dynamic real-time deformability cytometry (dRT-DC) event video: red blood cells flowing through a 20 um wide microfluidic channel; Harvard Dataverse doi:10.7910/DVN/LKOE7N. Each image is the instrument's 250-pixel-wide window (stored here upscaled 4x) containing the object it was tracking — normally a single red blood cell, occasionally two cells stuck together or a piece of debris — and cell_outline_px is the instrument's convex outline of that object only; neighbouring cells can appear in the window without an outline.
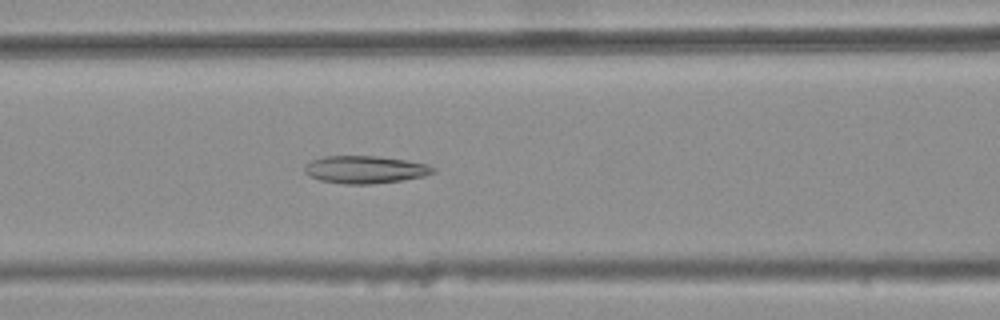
{"species": "common noctule bat (a hibernating species)", "species_latin": "Nyctalus noctula", "temperature_condition": "warm", "stored_images_in_passage": 37, "camera_frame_rate_fps": 3000, "um_per_image_px": 0.085, "animal": {"sex": "female", "body_mass_g": 25.1}, "frame": {"image": 1, "passage_image": 14, "time_ms": 4.333, "image_size_px": [1000, 320], "cell_outline_px": [[436, 172], [424, 176], [400, 180], [372, 184], [344, 184], [320, 180], [308, 176], [304, 172], [304, 168], [312, 160], [324, 156], [376, 156], [404, 160], [428, 164], [436, 168]], "centroid_in_image_um": [31.04, 14.41], "position_along_channel_um": 135.6, "area_um2": 20.58}}
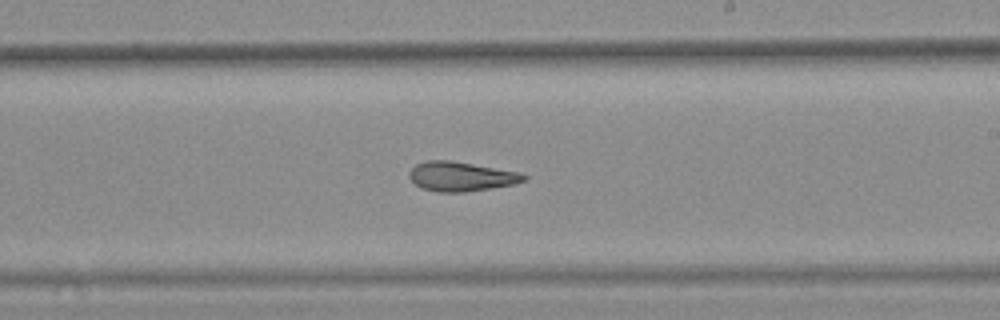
{"frame": {"image": 2, "passage_image": 23, "time_ms": 7.333, "image_size_px": [1000, 320], "cell_outline_px": [[528, 176], [524, 180], [516, 184], [492, 188], [464, 192], [436, 192], [420, 188], [408, 176], [408, 172], [416, 164], [428, 160], [448, 160], [520, 172]], "centroid_in_image_um": [39.18, 15.01], "position_along_channel_um": 249.8, "area_um2": 19.65}}
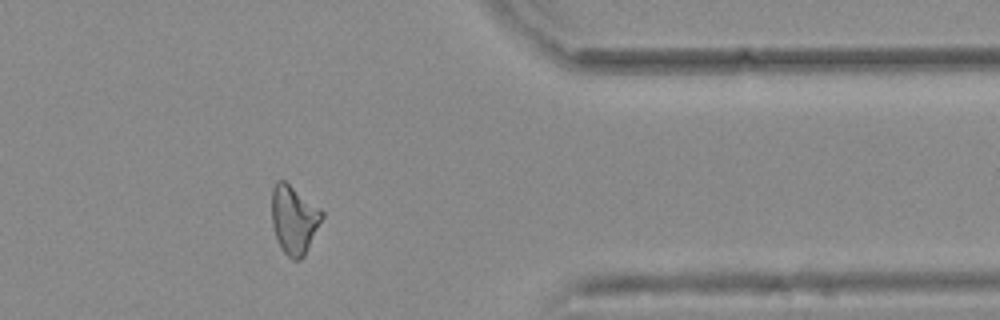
{"frame": {"image": 3, "passage_image": 35, "time_ms": 11.333, "image_size_px": [1000, 320], "cell_outline_px": [[324, 216], [304, 256], [300, 260], [292, 260], [280, 248], [272, 224], [272, 188], [276, 180], [284, 180], [320, 208], [324, 212]], "centroid_in_image_um": [24.99, 18.66], "position_along_channel_um": 386.4, "area_um2": 20.0}, "authors_computed_cell_mechanics": {"area_um2": 19.8832, "velocity_mm_per_s": 3.819, "shape_relaxation_time_tau1_ms": null, "shape_relaxation_time_tau2_ms": 3.6261, "deformation_change_tau1": null, "deformation_change_tau2": 0.132}}